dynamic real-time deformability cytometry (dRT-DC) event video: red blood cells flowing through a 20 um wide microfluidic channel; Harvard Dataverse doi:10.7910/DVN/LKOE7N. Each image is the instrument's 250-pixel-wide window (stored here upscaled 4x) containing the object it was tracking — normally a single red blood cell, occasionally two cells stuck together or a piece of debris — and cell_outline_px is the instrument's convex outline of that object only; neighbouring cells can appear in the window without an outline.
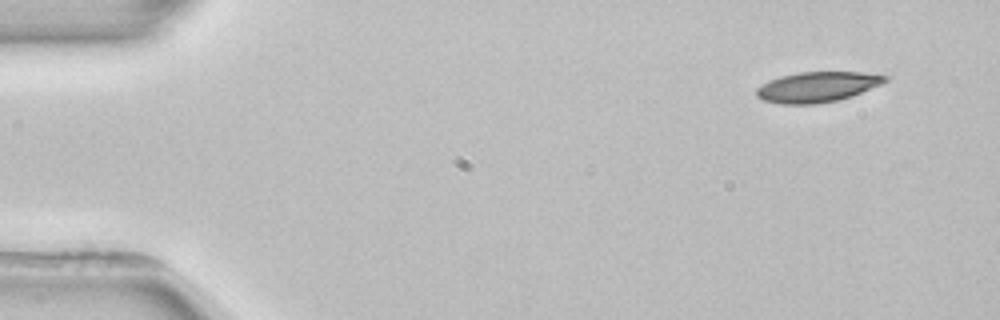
{"species": "common noctule bat (a hibernating species)", "species_latin": "Nyctalus noctula", "temperature_condition": "room temperature", "stored_images_in_passage": 3, "camera_frame_rate_fps": 3000, "um_per_image_px": 0.085, "animal": {"sex": "female", "body_mass_g": 22.7, "forearm_length_mm": 54.2}, "frame": {"image": 1, "passage_image": 1, "time_ms": 0.0, "image_size_px": [1000, 320], "cell_outline_px": [[888, 80], [880, 84], [852, 96], [836, 100], [816, 104], [780, 104], [764, 100], [756, 96], [756, 88], [768, 80], [780, 76], [800, 72], [864, 72], [888, 76]], "centroid_in_image_um": [69.44, 7.38], "position_along_channel_um": 15.6, "area_um2": 22.66}}
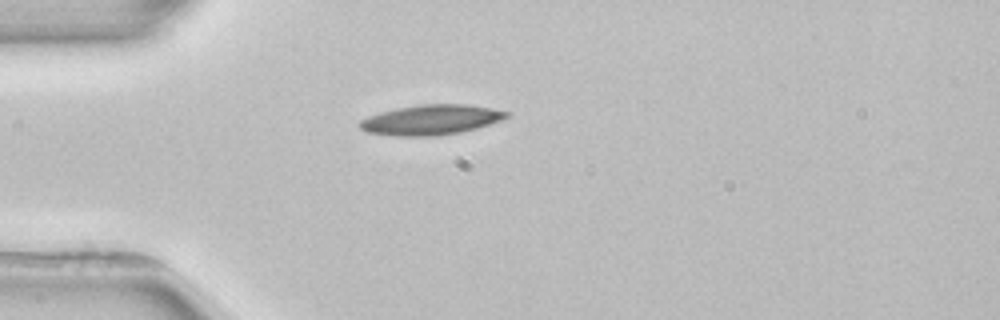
{"frame": {"image": 2, "passage_image": 3, "time_ms": 3.333, "image_size_px": [1000, 320], "cell_outline_px": [[508, 116], [500, 120], [476, 128], [460, 132], [436, 136], [396, 136], [364, 132], [360, 128], [360, 120], [368, 116], [380, 112], [396, 108], [420, 104], [464, 104], [492, 108], [508, 112]], "centroid_in_image_um": [36.58, 10.18], "position_along_channel_um": 48.4, "area_um2": 25.61}}